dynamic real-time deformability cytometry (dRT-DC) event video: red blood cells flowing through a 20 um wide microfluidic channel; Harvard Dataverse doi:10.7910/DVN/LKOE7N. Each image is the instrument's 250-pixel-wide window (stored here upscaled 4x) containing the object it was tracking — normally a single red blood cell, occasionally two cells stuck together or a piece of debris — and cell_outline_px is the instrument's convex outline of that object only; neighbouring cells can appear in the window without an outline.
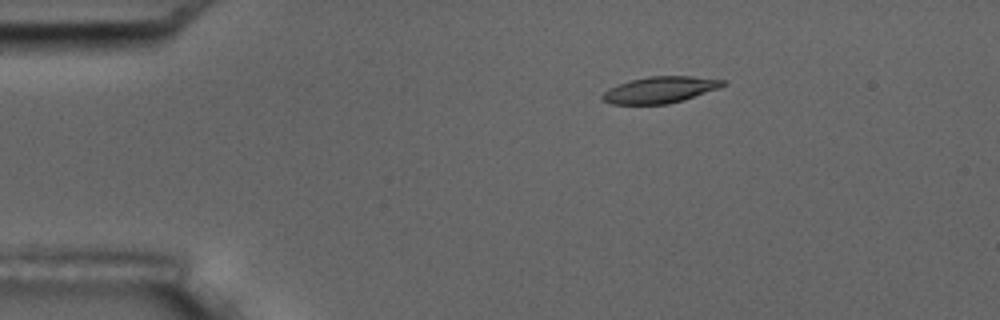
{"species": "common noctule bat (a hibernating species)", "species_latin": "Nyctalus noctula", "temperature_condition": "room temperature", "stored_images_in_passage": 4, "camera_frame_rate_fps": 3000, "um_per_image_px": 0.085, "animal": {"sex": "male", "body_mass_g": 17.5, "forearm_length_mm": 52.3}, "frame": {"image": 1, "passage_image": 1, "time_ms": 0.0, "image_size_px": [1000, 320], "cell_outline_px": [[728, 84], [720, 88], [684, 100], [668, 104], [612, 104], [600, 100], [600, 96], [608, 88], [632, 80], [648, 76], [692, 76], [728, 80]], "centroid_in_image_um": [56.15, 7.63], "position_along_channel_um": 28.9, "area_um2": 18.79}}